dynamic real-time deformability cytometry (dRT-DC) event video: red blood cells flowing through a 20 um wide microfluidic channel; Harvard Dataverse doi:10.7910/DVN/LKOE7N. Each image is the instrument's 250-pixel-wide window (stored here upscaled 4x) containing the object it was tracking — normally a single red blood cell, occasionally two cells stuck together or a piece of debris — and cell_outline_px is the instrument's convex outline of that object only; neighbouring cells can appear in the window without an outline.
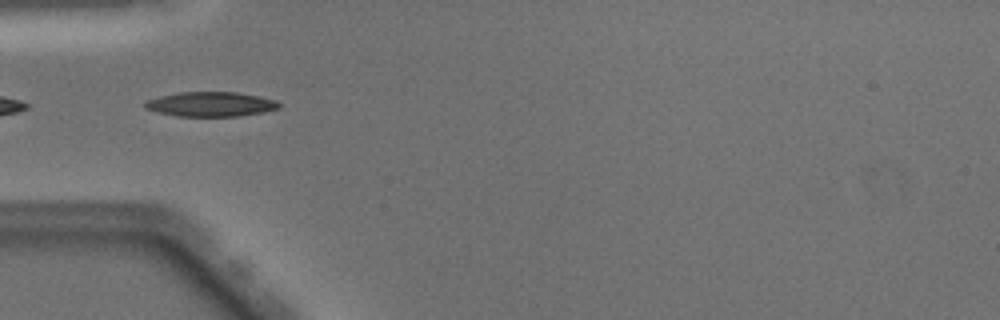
{"species": "Egyptian fruit bat (a non-hibernating species)", "species_latin": "Rousettus aegyptiacus", "temperature_condition": "warm", "stored_images_in_passage": 5, "camera_frame_rate_fps": 3000, "um_per_image_px": 0.085, "animal": {"sex": "male"}, "frame": {"image": 1, "passage_image": 1, "time_ms": 0.0, "image_size_px": [1000, 320], "cell_outline_px": [[280, 108], [264, 112], [240, 116], [176, 116], [156, 112], [144, 108], [144, 100], [160, 96], [180, 92], [236, 92], [260, 96], [276, 100], [280, 104]], "centroid_in_image_um": [17.9, 8.86], "position_along_channel_um": 67.1, "area_um2": 19.42}}